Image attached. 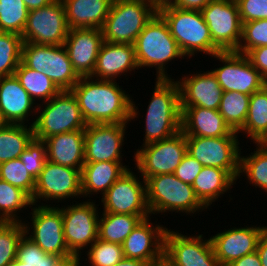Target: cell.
Segmentation results:
<instances>
[{"label": "cell", "mask_w": 267, "mask_h": 266, "mask_svg": "<svg viewBox=\"0 0 267 266\" xmlns=\"http://www.w3.org/2000/svg\"><path fill=\"white\" fill-rule=\"evenodd\" d=\"M245 56L267 83V46L253 48Z\"/></svg>", "instance_id": "c3c4849f"}, {"label": "cell", "mask_w": 267, "mask_h": 266, "mask_svg": "<svg viewBox=\"0 0 267 266\" xmlns=\"http://www.w3.org/2000/svg\"><path fill=\"white\" fill-rule=\"evenodd\" d=\"M136 68L138 69V65L133 44L103 41L90 77L98 78V80H115L121 74L131 72Z\"/></svg>", "instance_id": "cb8c5ba5"}, {"label": "cell", "mask_w": 267, "mask_h": 266, "mask_svg": "<svg viewBox=\"0 0 267 266\" xmlns=\"http://www.w3.org/2000/svg\"><path fill=\"white\" fill-rule=\"evenodd\" d=\"M88 261L92 266H113L124 258L121 244L96 239L87 251Z\"/></svg>", "instance_id": "7bdbcfd3"}, {"label": "cell", "mask_w": 267, "mask_h": 266, "mask_svg": "<svg viewBox=\"0 0 267 266\" xmlns=\"http://www.w3.org/2000/svg\"><path fill=\"white\" fill-rule=\"evenodd\" d=\"M26 8L30 10L39 9L41 7L47 6L54 0H23Z\"/></svg>", "instance_id": "11a10c76"}, {"label": "cell", "mask_w": 267, "mask_h": 266, "mask_svg": "<svg viewBox=\"0 0 267 266\" xmlns=\"http://www.w3.org/2000/svg\"><path fill=\"white\" fill-rule=\"evenodd\" d=\"M48 161L82 170L85 152V130L56 134L43 140Z\"/></svg>", "instance_id": "484cf974"}, {"label": "cell", "mask_w": 267, "mask_h": 266, "mask_svg": "<svg viewBox=\"0 0 267 266\" xmlns=\"http://www.w3.org/2000/svg\"><path fill=\"white\" fill-rule=\"evenodd\" d=\"M81 192V170L45 161L31 198L33 205L41 200H65L79 197ZM45 198V199H44Z\"/></svg>", "instance_id": "2e32d148"}, {"label": "cell", "mask_w": 267, "mask_h": 266, "mask_svg": "<svg viewBox=\"0 0 267 266\" xmlns=\"http://www.w3.org/2000/svg\"><path fill=\"white\" fill-rule=\"evenodd\" d=\"M149 215L102 213L99 220L98 238L103 241L123 244L126 237Z\"/></svg>", "instance_id": "d6a6232c"}, {"label": "cell", "mask_w": 267, "mask_h": 266, "mask_svg": "<svg viewBox=\"0 0 267 266\" xmlns=\"http://www.w3.org/2000/svg\"><path fill=\"white\" fill-rule=\"evenodd\" d=\"M31 205V197L25 191L0 179V222H21L16 212Z\"/></svg>", "instance_id": "d590c367"}, {"label": "cell", "mask_w": 267, "mask_h": 266, "mask_svg": "<svg viewBox=\"0 0 267 266\" xmlns=\"http://www.w3.org/2000/svg\"><path fill=\"white\" fill-rule=\"evenodd\" d=\"M34 100L21 86L15 75L0 77V121L9 124H25ZM30 112V113H29Z\"/></svg>", "instance_id": "d4e9b609"}, {"label": "cell", "mask_w": 267, "mask_h": 266, "mask_svg": "<svg viewBox=\"0 0 267 266\" xmlns=\"http://www.w3.org/2000/svg\"><path fill=\"white\" fill-rule=\"evenodd\" d=\"M182 82H181V81ZM177 81L180 107L199 106L218 110L223 90L212 71L182 77Z\"/></svg>", "instance_id": "603a6c76"}, {"label": "cell", "mask_w": 267, "mask_h": 266, "mask_svg": "<svg viewBox=\"0 0 267 266\" xmlns=\"http://www.w3.org/2000/svg\"><path fill=\"white\" fill-rule=\"evenodd\" d=\"M212 57L224 63L223 66L211 70L223 92L236 91L252 95L267 84L245 54L221 51Z\"/></svg>", "instance_id": "7c38bea8"}, {"label": "cell", "mask_w": 267, "mask_h": 266, "mask_svg": "<svg viewBox=\"0 0 267 266\" xmlns=\"http://www.w3.org/2000/svg\"><path fill=\"white\" fill-rule=\"evenodd\" d=\"M24 234L23 222H0V266H7L16 259L17 247Z\"/></svg>", "instance_id": "ab89813d"}, {"label": "cell", "mask_w": 267, "mask_h": 266, "mask_svg": "<svg viewBox=\"0 0 267 266\" xmlns=\"http://www.w3.org/2000/svg\"><path fill=\"white\" fill-rule=\"evenodd\" d=\"M142 147L134 153V159L140 177L145 181L154 175L174 173L187 153L186 137L182 131Z\"/></svg>", "instance_id": "30bf717a"}, {"label": "cell", "mask_w": 267, "mask_h": 266, "mask_svg": "<svg viewBox=\"0 0 267 266\" xmlns=\"http://www.w3.org/2000/svg\"><path fill=\"white\" fill-rule=\"evenodd\" d=\"M237 181L227 170L214 167H202L192 187L196 197L206 207L215 202L219 196Z\"/></svg>", "instance_id": "f546056e"}, {"label": "cell", "mask_w": 267, "mask_h": 266, "mask_svg": "<svg viewBox=\"0 0 267 266\" xmlns=\"http://www.w3.org/2000/svg\"><path fill=\"white\" fill-rule=\"evenodd\" d=\"M14 75L34 102L35 99L43 101L41 106H43L44 102L49 101L61 91L43 72L39 73L27 67L22 61L15 70Z\"/></svg>", "instance_id": "836d02e7"}, {"label": "cell", "mask_w": 267, "mask_h": 266, "mask_svg": "<svg viewBox=\"0 0 267 266\" xmlns=\"http://www.w3.org/2000/svg\"><path fill=\"white\" fill-rule=\"evenodd\" d=\"M237 136L238 133L235 131L223 137L185 136L187 153L203 167L227 170L237 180L240 178L241 154Z\"/></svg>", "instance_id": "9c48e42d"}, {"label": "cell", "mask_w": 267, "mask_h": 266, "mask_svg": "<svg viewBox=\"0 0 267 266\" xmlns=\"http://www.w3.org/2000/svg\"><path fill=\"white\" fill-rule=\"evenodd\" d=\"M103 43L102 29H70L63 46L79 77L91 76Z\"/></svg>", "instance_id": "44dd1931"}, {"label": "cell", "mask_w": 267, "mask_h": 266, "mask_svg": "<svg viewBox=\"0 0 267 266\" xmlns=\"http://www.w3.org/2000/svg\"><path fill=\"white\" fill-rule=\"evenodd\" d=\"M22 62L39 73L43 72L61 91L71 90L80 78L63 45L23 43Z\"/></svg>", "instance_id": "ba28073f"}, {"label": "cell", "mask_w": 267, "mask_h": 266, "mask_svg": "<svg viewBox=\"0 0 267 266\" xmlns=\"http://www.w3.org/2000/svg\"><path fill=\"white\" fill-rule=\"evenodd\" d=\"M242 23L267 19V0H235Z\"/></svg>", "instance_id": "bcb514c9"}, {"label": "cell", "mask_w": 267, "mask_h": 266, "mask_svg": "<svg viewBox=\"0 0 267 266\" xmlns=\"http://www.w3.org/2000/svg\"><path fill=\"white\" fill-rule=\"evenodd\" d=\"M146 193L151 214L167 211L194 214L200 209H207L196 197L192 185L182 182L173 173L149 177Z\"/></svg>", "instance_id": "52a82bcc"}, {"label": "cell", "mask_w": 267, "mask_h": 266, "mask_svg": "<svg viewBox=\"0 0 267 266\" xmlns=\"http://www.w3.org/2000/svg\"><path fill=\"white\" fill-rule=\"evenodd\" d=\"M0 179L25 191L31 198L36 180L28 173L19 158L0 163Z\"/></svg>", "instance_id": "b9f144b4"}, {"label": "cell", "mask_w": 267, "mask_h": 266, "mask_svg": "<svg viewBox=\"0 0 267 266\" xmlns=\"http://www.w3.org/2000/svg\"><path fill=\"white\" fill-rule=\"evenodd\" d=\"M24 124H0V163L19 158L34 138L33 127Z\"/></svg>", "instance_id": "1f68e13d"}, {"label": "cell", "mask_w": 267, "mask_h": 266, "mask_svg": "<svg viewBox=\"0 0 267 266\" xmlns=\"http://www.w3.org/2000/svg\"><path fill=\"white\" fill-rule=\"evenodd\" d=\"M38 206V207H36ZM32 208V232L28 238L44 252L65 257L72 254L65 242L62 211L56 206L37 205Z\"/></svg>", "instance_id": "ac0fdd59"}, {"label": "cell", "mask_w": 267, "mask_h": 266, "mask_svg": "<svg viewBox=\"0 0 267 266\" xmlns=\"http://www.w3.org/2000/svg\"><path fill=\"white\" fill-rule=\"evenodd\" d=\"M257 146L248 157L240 154L239 173L246 174L250 184L267 192V145L257 143Z\"/></svg>", "instance_id": "8d00e7d4"}, {"label": "cell", "mask_w": 267, "mask_h": 266, "mask_svg": "<svg viewBox=\"0 0 267 266\" xmlns=\"http://www.w3.org/2000/svg\"><path fill=\"white\" fill-rule=\"evenodd\" d=\"M7 266H26L25 263L17 260V259H14L9 265Z\"/></svg>", "instance_id": "680465c9"}, {"label": "cell", "mask_w": 267, "mask_h": 266, "mask_svg": "<svg viewBox=\"0 0 267 266\" xmlns=\"http://www.w3.org/2000/svg\"><path fill=\"white\" fill-rule=\"evenodd\" d=\"M34 108V113L39 108L42 111L36 112L39 115L31 124L35 139L44 140L56 134L85 130L87 126L77 98L71 90L60 91L55 97L45 102L44 109L41 106Z\"/></svg>", "instance_id": "8992f818"}, {"label": "cell", "mask_w": 267, "mask_h": 266, "mask_svg": "<svg viewBox=\"0 0 267 266\" xmlns=\"http://www.w3.org/2000/svg\"><path fill=\"white\" fill-rule=\"evenodd\" d=\"M25 234L19 241L16 259L25 263L26 266H53L60 258L57 255L44 252L35 242L27 237L30 227L23 223Z\"/></svg>", "instance_id": "60d3db41"}, {"label": "cell", "mask_w": 267, "mask_h": 266, "mask_svg": "<svg viewBox=\"0 0 267 266\" xmlns=\"http://www.w3.org/2000/svg\"><path fill=\"white\" fill-rule=\"evenodd\" d=\"M181 131L185 136L223 137L232 130L218 110L199 106L181 107Z\"/></svg>", "instance_id": "4316f807"}, {"label": "cell", "mask_w": 267, "mask_h": 266, "mask_svg": "<svg viewBox=\"0 0 267 266\" xmlns=\"http://www.w3.org/2000/svg\"><path fill=\"white\" fill-rule=\"evenodd\" d=\"M156 13L150 0H113L102 28L103 41L134 44Z\"/></svg>", "instance_id": "5b68a950"}, {"label": "cell", "mask_w": 267, "mask_h": 266, "mask_svg": "<svg viewBox=\"0 0 267 266\" xmlns=\"http://www.w3.org/2000/svg\"><path fill=\"white\" fill-rule=\"evenodd\" d=\"M167 228L155 227L143 219L126 237L122 247L125 258L140 259L150 264L164 255V237Z\"/></svg>", "instance_id": "7402d4cb"}, {"label": "cell", "mask_w": 267, "mask_h": 266, "mask_svg": "<svg viewBox=\"0 0 267 266\" xmlns=\"http://www.w3.org/2000/svg\"><path fill=\"white\" fill-rule=\"evenodd\" d=\"M145 115L144 145L170 138L181 131L179 85L174 79H157Z\"/></svg>", "instance_id": "7a4b0ae2"}, {"label": "cell", "mask_w": 267, "mask_h": 266, "mask_svg": "<svg viewBox=\"0 0 267 266\" xmlns=\"http://www.w3.org/2000/svg\"><path fill=\"white\" fill-rule=\"evenodd\" d=\"M213 43L221 51H236L241 40L242 21L235 0H215L201 11Z\"/></svg>", "instance_id": "4fadbf2b"}, {"label": "cell", "mask_w": 267, "mask_h": 266, "mask_svg": "<svg viewBox=\"0 0 267 266\" xmlns=\"http://www.w3.org/2000/svg\"><path fill=\"white\" fill-rule=\"evenodd\" d=\"M28 13L23 0H0V32L22 36Z\"/></svg>", "instance_id": "f35d334b"}, {"label": "cell", "mask_w": 267, "mask_h": 266, "mask_svg": "<svg viewBox=\"0 0 267 266\" xmlns=\"http://www.w3.org/2000/svg\"><path fill=\"white\" fill-rule=\"evenodd\" d=\"M113 0H62L70 29H102Z\"/></svg>", "instance_id": "83f0119b"}, {"label": "cell", "mask_w": 267, "mask_h": 266, "mask_svg": "<svg viewBox=\"0 0 267 266\" xmlns=\"http://www.w3.org/2000/svg\"><path fill=\"white\" fill-rule=\"evenodd\" d=\"M28 173L36 180L43 169L46 158V146L43 140L33 138L19 156Z\"/></svg>", "instance_id": "f6af8a7d"}, {"label": "cell", "mask_w": 267, "mask_h": 266, "mask_svg": "<svg viewBox=\"0 0 267 266\" xmlns=\"http://www.w3.org/2000/svg\"><path fill=\"white\" fill-rule=\"evenodd\" d=\"M203 236H184L177 231L166 230L164 256L175 266H220L211 239Z\"/></svg>", "instance_id": "e0dca14e"}, {"label": "cell", "mask_w": 267, "mask_h": 266, "mask_svg": "<svg viewBox=\"0 0 267 266\" xmlns=\"http://www.w3.org/2000/svg\"><path fill=\"white\" fill-rule=\"evenodd\" d=\"M215 0H175L170 6L183 10H198L201 11L210 2Z\"/></svg>", "instance_id": "681fc988"}, {"label": "cell", "mask_w": 267, "mask_h": 266, "mask_svg": "<svg viewBox=\"0 0 267 266\" xmlns=\"http://www.w3.org/2000/svg\"><path fill=\"white\" fill-rule=\"evenodd\" d=\"M23 38L12 32H0V77L12 76L22 61Z\"/></svg>", "instance_id": "74e56055"}, {"label": "cell", "mask_w": 267, "mask_h": 266, "mask_svg": "<svg viewBox=\"0 0 267 266\" xmlns=\"http://www.w3.org/2000/svg\"><path fill=\"white\" fill-rule=\"evenodd\" d=\"M62 0L30 10L22 33L24 43L38 45H63L69 33Z\"/></svg>", "instance_id": "8fae6325"}, {"label": "cell", "mask_w": 267, "mask_h": 266, "mask_svg": "<svg viewBox=\"0 0 267 266\" xmlns=\"http://www.w3.org/2000/svg\"><path fill=\"white\" fill-rule=\"evenodd\" d=\"M138 68L155 67L156 79H169L166 64L175 58H184L167 23L156 13L134 42Z\"/></svg>", "instance_id": "3957f363"}, {"label": "cell", "mask_w": 267, "mask_h": 266, "mask_svg": "<svg viewBox=\"0 0 267 266\" xmlns=\"http://www.w3.org/2000/svg\"><path fill=\"white\" fill-rule=\"evenodd\" d=\"M141 182L128 169L102 196L103 213L151 214L147 204L146 181L143 179Z\"/></svg>", "instance_id": "9a60e30c"}, {"label": "cell", "mask_w": 267, "mask_h": 266, "mask_svg": "<svg viewBox=\"0 0 267 266\" xmlns=\"http://www.w3.org/2000/svg\"><path fill=\"white\" fill-rule=\"evenodd\" d=\"M263 46H267V19L242 23L241 40L236 52L246 54L253 48Z\"/></svg>", "instance_id": "ee69618b"}, {"label": "cell", "mask_w": 267, "mask_h": 266, "mask_svg": "<svg viewBox=\"0 0 267 266\" xmlns=\"http://www.w3.org/2000/svg\"><path fill=\"white\" fill-rule=\"evenodd\" d=\"M80 256L75 254H70L65 257H60L53 266H79L80 263Z\"/></svg>", "instance_id": "f5cc1de1"}, {"label": "cell", "mask_w": 267, "mask_h": 266, "mask_svg": "<svg viewBox=\"0 0 267 266\" xmlns=\"http://www.w3.org/2000/svg\"><path fill=\"white\" fill-rule=\"evenodd\" d=\"M227 266H262L260 257L255 251L251 254L245 255L238 260H235L228 264Z\"/></svg>", "instance_id": "f907efd6"}, {"label": "cell", "mask_w": 267, "mask_h": 266, "mask_svg": "<svg viewBox=\"0 0 267 266\" xmlns=\"http://www.w3.org/2000/svg\"><path fill=\"white\" fill-rule=\"evenodd\" d=\"M157 13L167 23L171 35L184 56L203 52L214 55L221 50L213 43L208 25L198 10H183L173 6H165Z\"/></svg>", "instance_id": "277c9868"}, {"label": "cell", "mask_w": 267, "mask_h": 266, "mask_svg": "<svg viewBox=\"0 0 267 266\" xmlns=\"http://www.w3.org/2000/svg\"><path fill=\"white\" fill-rule=\"evenodd\" d=\"M113 266H150L149 262L140 259L123 258Z\"/></svg>", "instance_id": "db71d44e"}, {"label": "cell", "mask_w": 267, "mask_h": 266, "mask_svg": "<svg viewBox=\"0 0 267 266\" xmlns=\"http://www.w3.org/2000/svg\"><path fill=\"white\" fill-rule=\"evenodd\" d=\"M71 91L87 125L128 123L137 117L138 108L115 80L80 77Z\"/></svg>", "instance_id": "6da1fadb"}, {"label": "cell", "mask_w": 267, "mask_h": 266, "mask_svg": "<svg viewBox=\"0 0 267 266\" xmlns=\"http://www.w3.org/2000/svg\"><path fill=\"white\" fill-rule=\"evenodd\" d=\"M243 131L253 143L267 145V84L250 95L249 108Z\"/></svg>", "instance_id": "4dcf8cb0"}, {"label": "cell", "mask_w": 267, "mask_h": 266, "mask_svg": "<svg viewBox=\"0 0 267 266\" xmlns=\"http://www.w3.org/2000/svg\"><path fill=\"white\" fill-rule=\"evenodd\" d=\"M262 266H267V230L259 239L257 250Z\"/></svg>", "instance_id": "816d5d0a"}, {"label": "cell", "mask_w": 267, "mask_h": 266, "mask_svg": "<svg viewBox=\"0 0 267 266\" xmlns=\"http://www.w3.org/2000/svg\"><path fill=\"white\" fill-rule=\"evenodd\" d=\"M250 95L236 91H224L218 108L226 124L232 131L239 132L248 113Z\"/></svg>", "instance_id": "e575fe53"}, {"label": "cell", "mask_w": 267, "mask_h": 266, "mask_svg": "<svg viewBox=\"0 0 267 266\" xmlns=\"http://www.w3.org/2000/svg\"><path fill=\"white\" fill-rule=\"evenodd\" d=\"M64 239L72 254L81 256V251L98 239L99 215L91 201L62 206ZM80 252V254H79Z\"/></svg>", "instance_id": "5bb4252c"}, {"label": "cell", "mask_w": 267, "mask_h": 266, "mask_svg": "<svg viewBox=\"0 0 267 266\" xmlns=\"http://www.w3.org/2000/svg\"><path fill=\"white\" fill-rule=\"evenodd\" d=\"M267 226L232 228L210 237L220 266H227L257 250L259 239Z\"/></svg>", "instance_id": "ffe728a7"}, {"label": "cell", "mask_w": 267, "mask_h": 266, "mask_svg": "<svg viewBox=\"0 0 267 266\" xmlns=\"http://www.w3.org/2000/svg\"><path fill=\"white\" fill-rule=\"evenodd\" d=\"M202 165L188 153L183 157L180 165L175 169L174 175L182 182L193 184L195 178L201 172Z\"/></svg>", "instance_id": "7dc6e473"}, {"label": "cell", "mask_w": 267, "mask_h": 266, "mask_svg": "<svg viewBox=\"0 0 267 266\" xmlns=\"http://www.w3.org/2000/svg\"><path fill=\"white\" fill-rule=\"evenodd\" d=\"M150 266H175L167 257L164 255L159 259L155 260Z\"/></svg>", "instance_id": "9f6ffc18"}, {"label": "cell", "mask_w": 267, "mask_h": 266, "mask_svg": "<svg viewBox=\"0 0 267 266\" xmlns=\"http://www.w3.org/2000/svg\"><path fill=\"white\" fill-rule=\"evenodd\" d=\"M128 123L89 124L85 128V162H121Z\"/></svg>", "instance_id": "d6986e66"}, {"label": "cell", "mask_w": 267, "mask_h": 266, "mask_svg": "<svg viewBox=\"0 0 267 266\" xmlns=\"http://www.w3.org/2000/svg\"><path fill=\"white\" fill-rule=\"evenodd\" d=\"M121 162H85L81 170L82 195L90 197V194L106 191L129 168Z\"/></svg>", "instance_id": "f1b7e54d"}, {"label": "cell", "mask_w": 267, "mask_h": 266, "mask_svg": "<svg viewBox=\"0 0 267 266\" xmlns=\"http://www.w3.org/2000/svg\"><path fill=\"white\" fill-rule=\"evenodd\" d=\"M154 7L158 10L162 7L171 5L175 0H150Z\"/></svg>", "instance_id": "6f0895ef"}]
</instances>
